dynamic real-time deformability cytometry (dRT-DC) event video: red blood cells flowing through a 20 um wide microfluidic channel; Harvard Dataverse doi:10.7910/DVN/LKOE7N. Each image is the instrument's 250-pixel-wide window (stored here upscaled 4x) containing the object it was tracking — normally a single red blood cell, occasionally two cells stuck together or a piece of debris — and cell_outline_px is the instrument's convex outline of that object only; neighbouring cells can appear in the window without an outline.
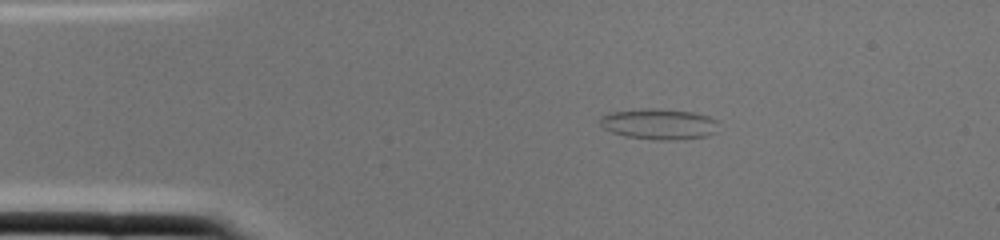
{"species": "common noctule bat (a hibernating species)", "species_latin": "Nyctalus noctula", "temperature_condition": "cold", "stored_images_in_passage": 2, "camera_frame_rate_fps": 3000, "um_per_image_px": 0.085, "animal": {"sex": "female", "body_mass_g": 22.0, "forearm_length_mm": 56.7}, "frame": {"image": 1, "passage_image": 2, "time_ms": 0.333, "image_size_px": [1000, 240], "cell_outline_px": [[716, 132], [708, 136], [680, 140], [656, 140], [624, 136], [612, 132], [604, 128], [600, 124], [600, 116], [608, 112], [644, 108], [652, 108], [692, 112], [708, 116], [716, 120]], "centroid_in_image_um": [55.99, 10.55], "position_along_channel_um": 29.0, "area_um2": 21.39}}